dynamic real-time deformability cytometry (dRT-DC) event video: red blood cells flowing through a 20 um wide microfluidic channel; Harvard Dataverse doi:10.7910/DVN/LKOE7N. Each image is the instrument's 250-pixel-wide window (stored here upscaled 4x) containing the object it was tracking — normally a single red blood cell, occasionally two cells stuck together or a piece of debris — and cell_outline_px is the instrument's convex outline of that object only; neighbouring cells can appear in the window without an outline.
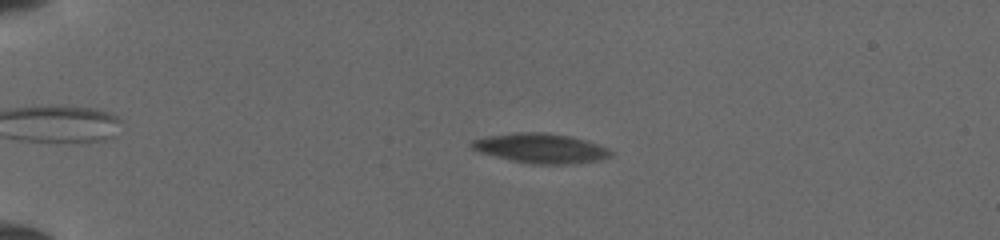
{"species": "common noctule bat (a hibernating species)", "species_latin": "Nyctalus noctula", "temperature_condition": "cold", "stored_images_in_passage": 55, "camera_frame_rate_fps": 3000, "um_per_image_px": 0.085, "animal": {"sex": "female", "body_mass_g": 19.5, "forearm_length_mm": 54.1}, "frame": {"image": 1, "passage_image": 13, "time_ms": 4.0, "image_size_px": [1000, 240], "cell_outline_px": [[612, 152], [608, 156], [592, 160], [560, 164], [540, 164], [516, 160], [484, 152], [468, 144], [476, 140], [492, 136], [564, 136], [596, 144], [608, 148]], "centroid_in_image_um": [46.04, 12.66], "position_along_channel_um": 39.0, "area_um2": 20.87}}
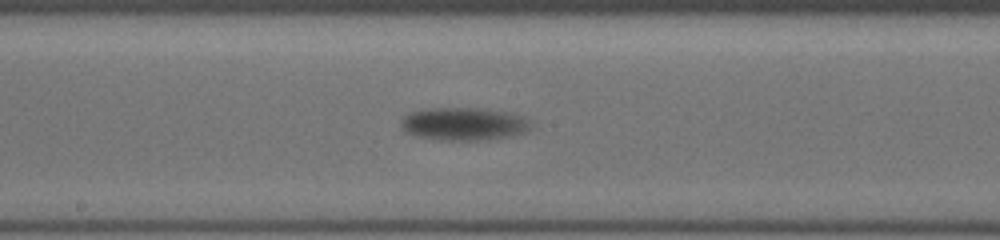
{"frame": {"image": 2, "passage_image": 31, "time_ms": 10.0, "image_size_px": [1000, 240], "cell_outline_px": [[528, 128], [524, 132], [488, 140], [436, 140], [412, 136], [404, 132], [400, 128], [400, 120], [408, 112], [424, 108], [476, 108], [500, 112], [516, 116], [524, 120], [528, 124]], "centroid_in_image_um": [39.18, 10.55], "position_along_channel_um": 209.0, "area_um2": 24.57}}
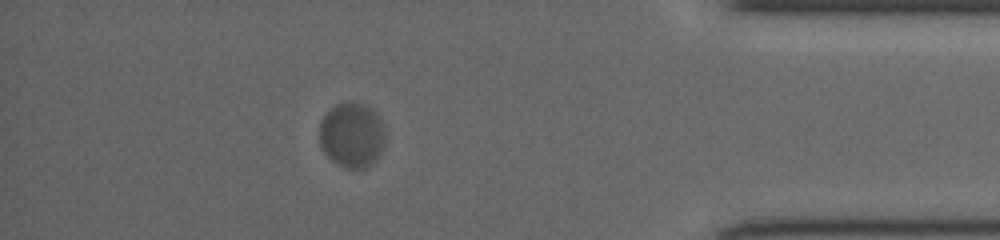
{"frame": {"image": 3, "passage_image": 49, "time_ms": 16.0, "image_size_px": [1000, 240], "cell_outline_px": [[380, 152], [364, 168], [344, 168], [332, 160], [324, 152], [320, 144], [320, 120], [336, 104], [348, 100], [352, 100], [372, 108], [376, 112], [380, 120]], "centroid_in_image_um": [29.82, 11.43], "position_along_channel_um": 405.4, "area_um2": 24.04}}